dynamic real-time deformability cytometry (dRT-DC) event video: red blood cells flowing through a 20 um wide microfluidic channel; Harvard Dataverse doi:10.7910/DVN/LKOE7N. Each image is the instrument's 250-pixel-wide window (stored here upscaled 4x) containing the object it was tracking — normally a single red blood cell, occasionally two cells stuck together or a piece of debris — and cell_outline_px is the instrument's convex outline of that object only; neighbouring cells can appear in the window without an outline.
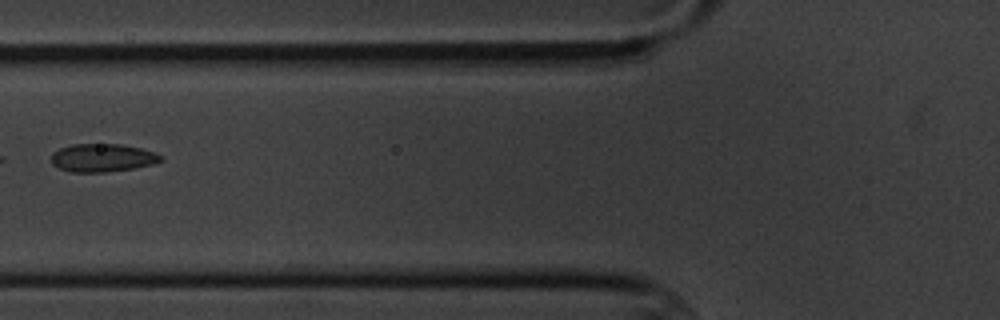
{"species": "common noctule bat (a hibernating species)", "species_latin": "Nyctalus noctula", "temperature_condition": "cold", "stored_images_in_passage": 15, "camera_frame_rate_fps": 3000, "um_per_image_px": 0.085, "animal": {"sex": "male", "body_mass_g": 20.1, "forearm_length_mm": 53.5}, "frame": {"image": 1, "passage_image": 6, "time_ms": 6.667, "image_size_px": [1000, 320], "cell_outline_px": [[164, 160], [152, 164], [136, 168], [104, 172], [68, 172], [52, 164], [52, 152], [60, 148], [72, 144], [120, 144], [140, 148], [156, 152]], "centroid_in_image_um": [8.71, 13.41], "position_along_channel_um": 117.1, "area_um2": 17.98}}
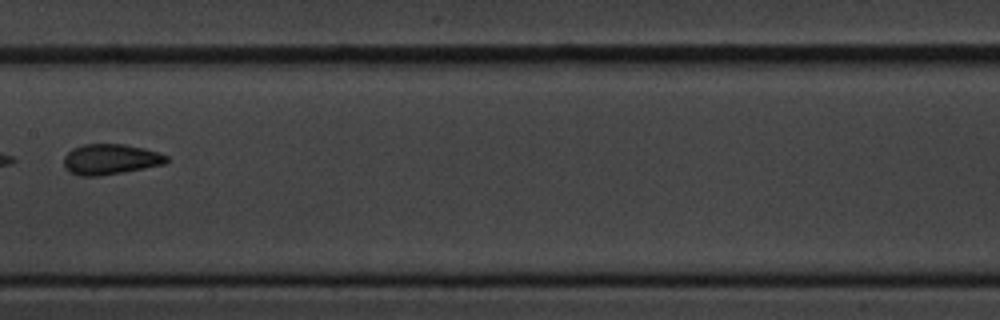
{"frame": {"image": 2, "passage_image": 8, "time_ms": 9.0, "image_size_px": [1000, 320], "cell_outline_px": [[168, 160], [164, 164], [144, 168], [100, 176], [80, 176], [64, 168], [64, 156], [72, 148], [84, 144], [124, 144], [144, 148], [168, 156]], "centroid_in_image_um": [9.36, 13.53], "position_along_channel_um": 198.0, "area_um2": 18.15}}
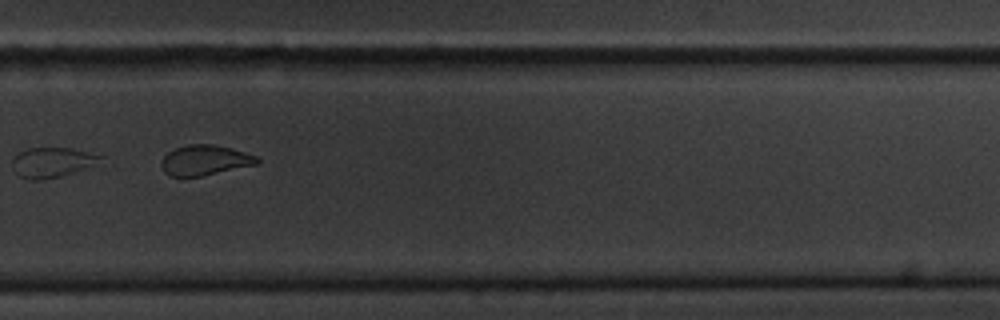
{"frame": {"image": 3, "passage_image": 11, "time_ms": 12.333, "image_size_px": [1000, 320], "cell_outline_px": [[104, 156], [72, 172], [60, 176], [44, 180], [28, 180], [20, 176], [16, 172], [12, 160], [12, 156], [28, 148], [68, 148]], "centroid_in_image_um": [4.28, 13.8], "position_along_channel_um": 325.5, "area_um2": 14.62}}